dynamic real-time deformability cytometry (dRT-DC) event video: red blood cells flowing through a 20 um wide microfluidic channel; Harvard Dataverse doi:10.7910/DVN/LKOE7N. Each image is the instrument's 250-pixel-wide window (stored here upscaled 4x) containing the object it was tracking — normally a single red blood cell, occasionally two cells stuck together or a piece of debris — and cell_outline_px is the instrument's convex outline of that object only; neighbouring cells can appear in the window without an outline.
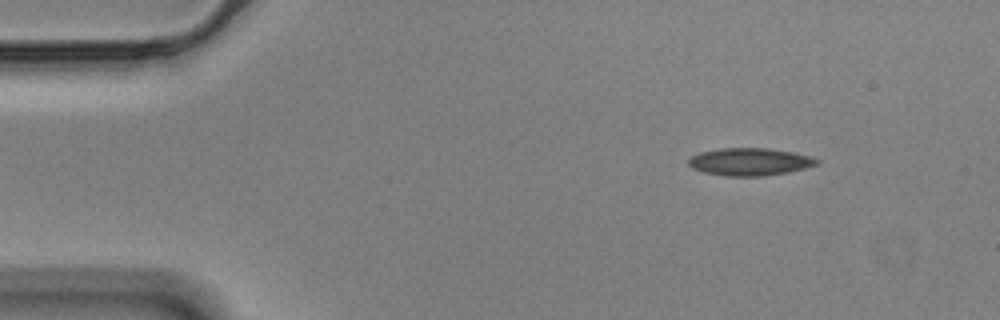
{"species": "Egyptian fruit bat (a non-hibernating species)", "species_latin": "Rousettus aegyptiacus", "temperature_condition": "cold", "stored_images_in_passage": 50, "camera_frame_rate_fps": 3000, "um_per_image_px": 0.085, "animal": {"sex": "male"}, "frame": {"image": 1, "passage_image": 1, "time_ms": 0.0, "image_size_px": [1000, 320], "cell_outline_px": [[820, 164], [788, 172], [764, 176], [724, 176], [704, 172], [692, 168], [688, 164], [688, 160], [692, 156], [700, 152], [720, 148], [768, 148], [792, 152], [808, 156], [820, 160]], "centroid_in_image_um": [63.72, 13.75], "position_along_channel_um": 21.3, "area_um2": 20.58}}
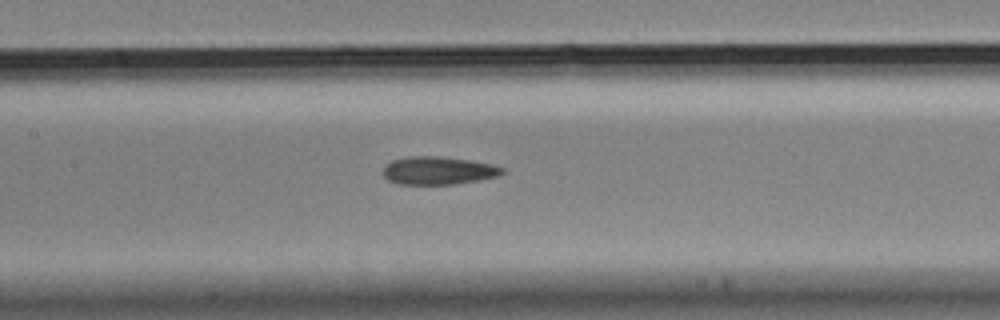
{"frame": {"image": 2, "passage_image": 20, "time_ms": 6.333, "image_size_px": [1000, 320], "cell_outline_px": [[504, 172], [500, 176], [480, 180], [452, 184], [396, 184], [388, 180], [380, 172], [392, 160], [412, 156], [436, 156], [472, 160], [492, 164], [504, 168]], "centroid_in_image_um": [37.26, 14.5], "position_along_channel_um": 170.1, "area_um2": 19.54}}
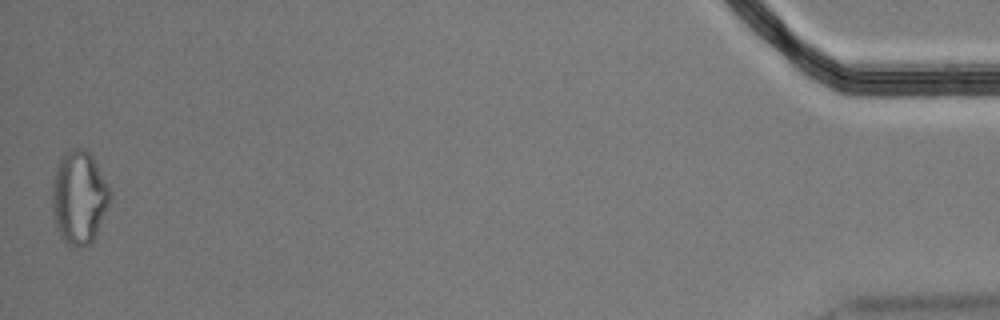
{"frame": {"image": 3, "passage_image": 50, "time_ms": 16.333, "image_size_px": [1000, 320], "cell_outline_px": [[112, 196], [96, 232], [92, 240], [88, 244], [68, 244], [60, 236], [56, 228], [52, 208], [52, 184], [56, 168], [60, 156], [64, 152], [72, 148], [84, 148], [92, 156], [112, 192]], "centroid_in_image_um": [6.7, 16.71], "position_along_channel_um": 428.5, "area_um2": 31.04}, "authors_computed_cell_mechanics": {"area_um2": 20.5768, "velocity_mm_per_s": 3.515, "shape_relaxation_time_tau1_ms": null, "shape_relaxation_time_tau2_ms": 8.5979, "deformation_change_tau1": null, "deformation_change_tau2": 0.1954}}